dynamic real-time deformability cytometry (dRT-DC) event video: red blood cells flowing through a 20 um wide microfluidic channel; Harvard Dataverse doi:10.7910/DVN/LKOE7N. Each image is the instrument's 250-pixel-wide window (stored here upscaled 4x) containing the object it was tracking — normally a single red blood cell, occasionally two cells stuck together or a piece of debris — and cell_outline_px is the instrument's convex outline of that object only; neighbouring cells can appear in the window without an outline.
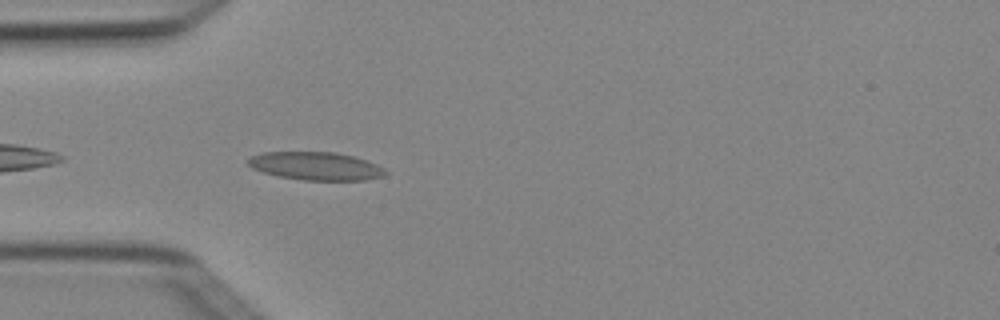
{"species": "Egyptian fruit bat (a non-hibernating species)", "species_latin": "Rousettus aegyptiacus", "temperature_condition": "cold", "stored_images_in_passage": 4, "camera_frame_rate_fps": 3000, "um_per_image_px": 0.085, "animal": {"sex": "female"}, "frame": {"image": 1, "passage_image": 4, "time_ms": 1.0, "image_size_px": [1000, 320], "cell_outline_px": [[388, 172], [384, 176], [364, 180], [304, 180], [280, 176], [264, 172], [252, 168], [248, 164], [248, 160], [252, 156], [264, 152], [336, 152], [352, 156], [376, 164], [384, 168]], "centroid_in_image_um": [26.87, 14.11], "position_along_channel_um": 58.1, "area_um2": 22.25}}